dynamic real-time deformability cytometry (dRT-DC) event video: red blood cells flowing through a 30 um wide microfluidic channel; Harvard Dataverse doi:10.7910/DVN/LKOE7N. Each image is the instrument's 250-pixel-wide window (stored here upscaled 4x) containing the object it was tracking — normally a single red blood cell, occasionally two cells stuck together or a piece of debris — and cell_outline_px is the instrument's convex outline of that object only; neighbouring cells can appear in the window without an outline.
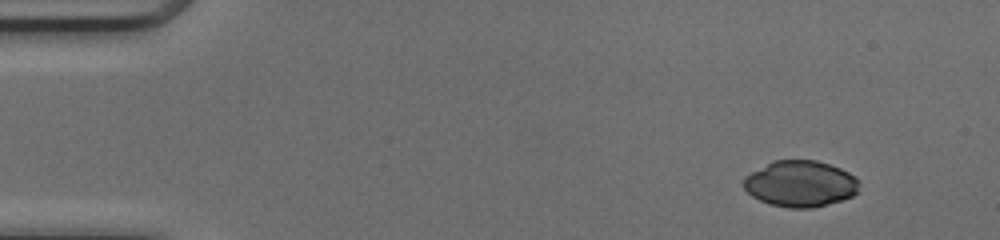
{"species": "common noctule bat (a hibernating species)", "species_latin": "Nyctalus noctula", "temperature_condition": "cold", "stored_images_in_passage": 45, "camera_frame_rate_fps": 3000, "um_per_image_px": 0.085, "animal": {"sex": "female", "body_mass_g": 17.0, "forearm_length_mm": 48.0}, "frame": {"image": 1, "passage_image": 1, "time_ms": 0.0, "image_size_px": [1000, 240], "cell_outline_px": [[860, 192], [852, 196], [840, 200], [812, 208], [788, 208], [768, 204], [752, 196], [744, 188], [744, 176], [772, 160], [816, 160], [840, 168], [848, 172], [856, 180]], "centroid_in_image_um": [68.0, 15.62], "position_along_channel_um": 17.0, "area_um2": 31.04}}